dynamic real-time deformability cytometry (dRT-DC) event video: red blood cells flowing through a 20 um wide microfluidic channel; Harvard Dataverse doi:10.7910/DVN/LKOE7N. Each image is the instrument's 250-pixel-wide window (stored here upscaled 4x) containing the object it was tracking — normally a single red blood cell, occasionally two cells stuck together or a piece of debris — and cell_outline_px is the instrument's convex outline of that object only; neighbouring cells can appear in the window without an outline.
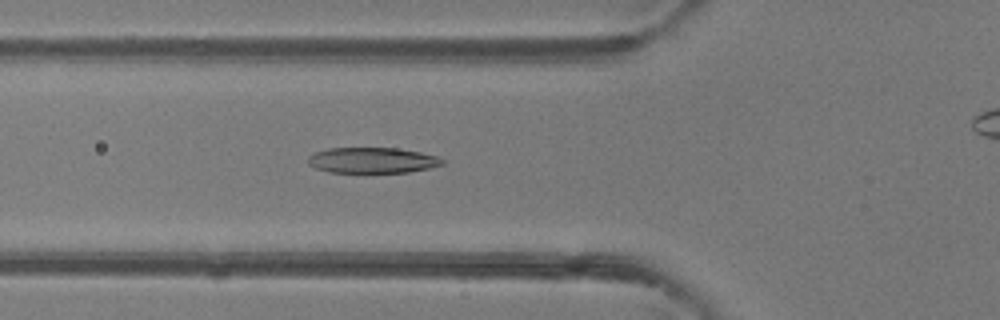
{"species": "common noctule bat (a hibernating species)", "species_latin": "Nyctalus noctula", "temperature_condition": "room temperature", "stored_images_in_passage": 44, "camera_frame_rate_fps": 3000, "um_per_image_px": 0.085, "animal": {"sex": "female"}, "frame": {"image": 1, "passage_image": 18, "time_ms": 5.667, "image_size_px": [1000, 320], "cell_outline_px": [[444, 164], [428, 168], [408, 172], [328, 172], [316, 168], [308, 164], [308, 156], [316, 152], [328, 148], [396, 148], [420, 152], [436, 156], [444, 160]], "centroid_in_image_um": [31.63, 13.62], "position_along_channel_um": 94.2, "area_um2": 19.94}}
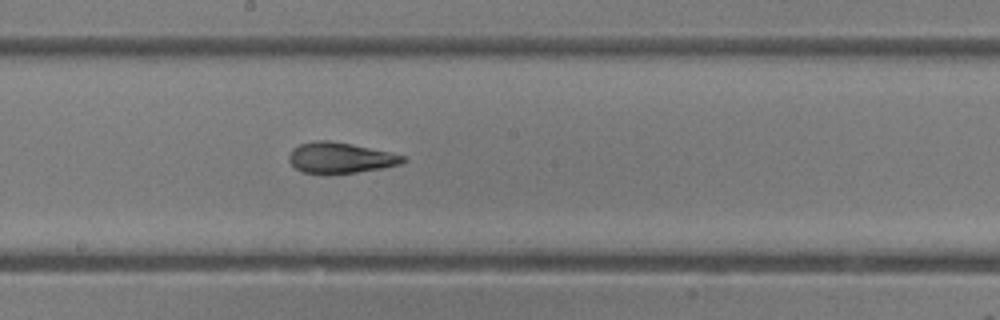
{"frame": {"image": 2, "passage_image": 27, "time_ms": 8.667, "image_size_px": [1000, 320], "cell_outline_px": [[408, 160], [400, 164], [384, 168], [356, 172], [304, 172], [296, 168], [288, 160], [288, 156], [292, 148], [300, 144], [316, 140], [328, 140], [352, 144], [388, 152], [404, 156]], "centroid_in_image_um": [28.93, 13.39], "position_along_channel_um": 219.3, "area_um2": 20.0}}
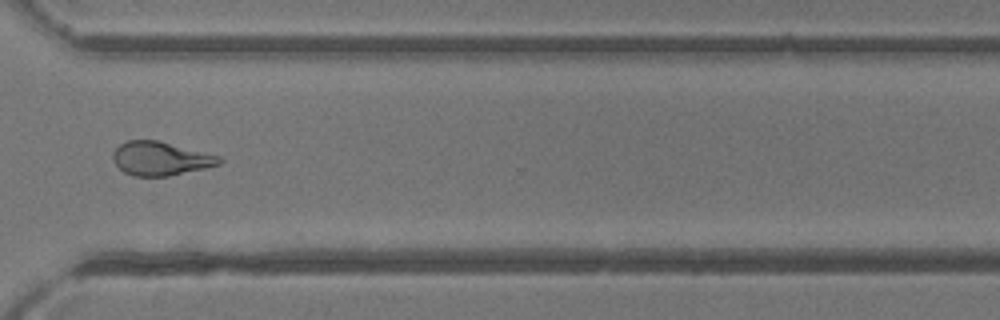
{"frame": {"image": 3, "passage_image": 37, "time_ms": 12.0, "image_size_px": [1000, 320], "cell_outline_px": [[224, 160], [220, 164], [204, 168], [168, 176], [132, 176], [124, 172], [112, 160], [112, 152], [120, 144], [128, 140], [156, 140], [220, 156]], "centroid_in_image_um": [13.62, 13.48], "position_along_channel_um": 357.0, "area_um2": 20.75}, "authors_computed_cell_mechanics": {"area_um2": 20.7502, "velocity_mm_per_s": 4.1414, "shape_relaxation_time_tau1_ms": 7.5288, "shape_relaxation_time_tau2_ms": 1.0725, "deformation_change_tau1": 0.2442, "deformation_change_tau2": 0.0948}}